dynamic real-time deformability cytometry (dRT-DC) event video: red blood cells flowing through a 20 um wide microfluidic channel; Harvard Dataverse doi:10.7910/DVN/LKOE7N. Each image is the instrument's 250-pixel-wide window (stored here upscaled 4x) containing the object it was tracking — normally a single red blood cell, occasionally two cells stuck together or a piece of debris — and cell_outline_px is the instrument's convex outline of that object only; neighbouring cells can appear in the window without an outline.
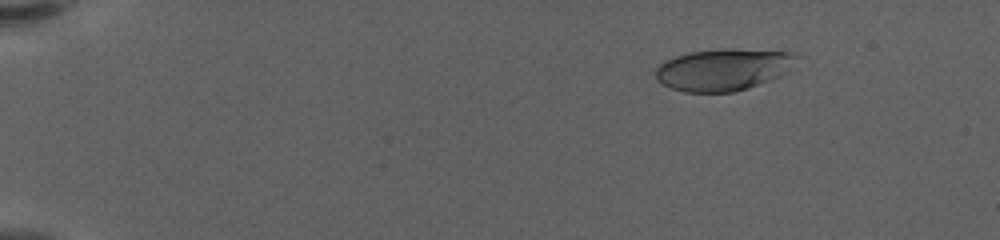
{"species": "human", "species_latin": "Homo sapiens", "temperature_condition": "warm", "stored_images_in_passage": 60, "camera_frame_rate_fps": 3000, "um_per_image_px": 0.085, "donor": {"sex": "female"}, "frame": {"image": 1, "passage_image": 9, "time_ms": 2.667, "image_size_px": [1000, 240], "cell_outline_px": [[800, 56], [788, 72], [780, 76], [732, 92], [684, 92], [672, 88], [656, 80], [656, 68], [664, 60], [688, 52], [724, 48], [728, 48], [784, 52]], "centroid_in_image_um": [61.45, 5.9], "position_along_channel_um": 23.6, "area_um2": 34.1}}
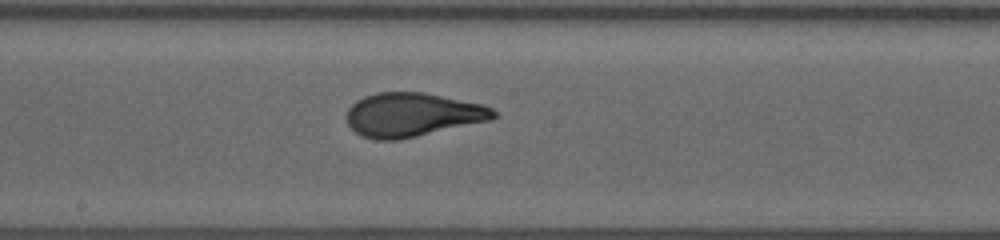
{"frame": {"image": 2, "passage_image": 35, "time_ms": 11.333, "image_size_px": [1000, 240], "cell_outline_px": [[496, 116], [492, 120], [416, 136], [396, 140], [376, 140], [360, 136], [348, 124], [348, 108], [356, 100], [364, 96], [376, 92], [424, 92], [484, 104], [492, 108], [496, 112]], "centroid_in_image_um": [35.06, 9.74], "position_along_channel_um": 213.1, "area_um2": 37.57}}
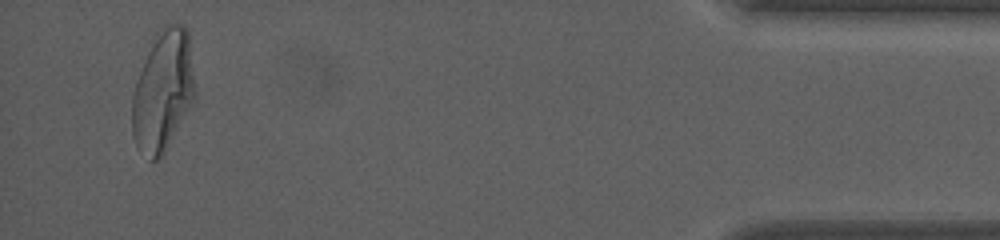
{"frame": {"image": 3, "passage_image": 58, "time_ms": 19.0, "image_size_px": [1000, 240], "cell_outline_px": [[196, 96], [160, 160], [152, 160], [136, 144], [132, 136], [132, 96], [136, 80], [156, 32], [164, 24], [184, 24], [188, 28], [196, 92]], "centroid_in_image_um": [13.87, 7.68], "position_along_channel_um": 421.3, "area_um2": 44.22}, "authors_computed_cell_mechanics": {"area_um2": 36.8186, "velocity_mm_per_s": 3.5527, "shape_relaxation_time_tau1_ms": 5.9068, "shape_relaxation_time_tau2_ms": 0.9181, "deformation_change_tau1": 0.234, "deformation_change_tau2": 0.0663}}